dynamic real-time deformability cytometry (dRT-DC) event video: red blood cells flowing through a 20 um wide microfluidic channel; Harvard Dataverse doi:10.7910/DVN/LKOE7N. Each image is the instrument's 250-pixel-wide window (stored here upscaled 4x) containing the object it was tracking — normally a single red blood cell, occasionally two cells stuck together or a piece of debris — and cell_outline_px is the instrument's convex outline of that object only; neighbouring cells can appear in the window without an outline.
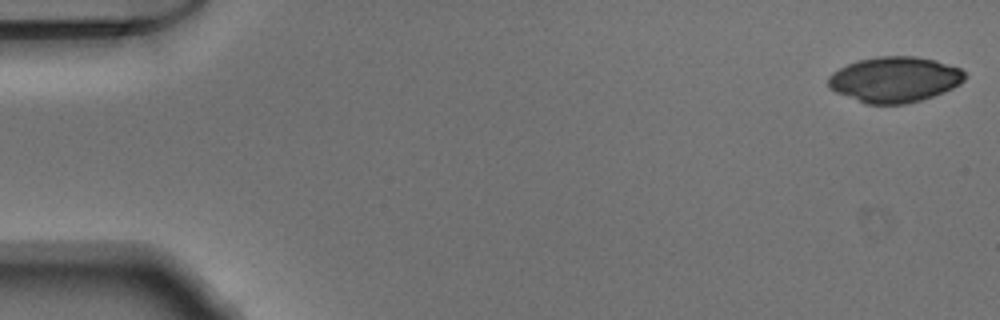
{"species": "Egyptian fruit bat (a non-hibernating species)", "species_latin": "Rousettus aegyptiacus", "temperature_condition": "warm", "stored_images_in_passage": 50, "camera_frame_rate_fps": 3000, "um_per_image_px": 0.085, "animal": {"sex": "male"}, "frame": {"image": 1, "passage_image": 1, "time_ms": 0.0, "image_size_px": [1000, 320], "cell_outline_px": [[964, 80], [960, 84], [944, 92], [920, 100], [904, 104], [868, 104], [836, 92], [828, 88], [828, 76], [832, 72], [856, 60], [880, 56], [916, 56], [936, 60], [960, 68], [964, 72]], "centroid_in_image_um": [76.03, 6.75], "position_along_channel_um": 9.0, "area_um2": 36.18}}
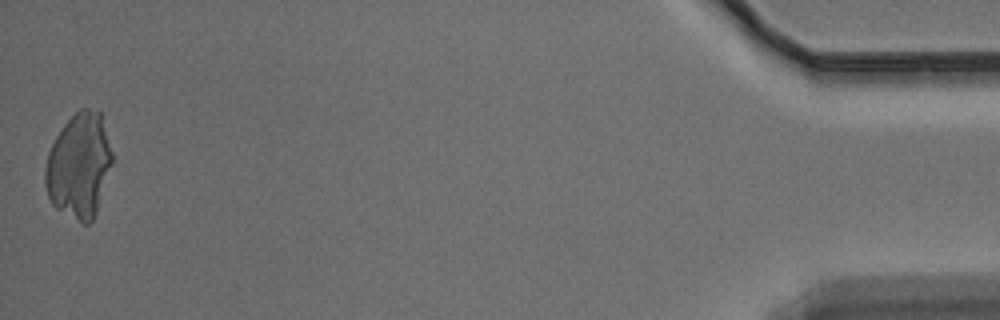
{"frame": {"image": 2, "passage_image": 50, "time_ms": 16.333, "image_size_px": [1000, 320], "cell_outline_px": [[116, 160], [96, 212], [92, 220], [88, 224], [84, 224], [56, 208], [52, 204], [48, 196], [44, 184], [44, 168], [48, 152], [56, 136], [64, 124], [80, 108], [88, 108], [100, 112]], "centroid_in_image_um": [6.75, 14.08], "position_along_channel_um": 428.4, "area_um2": 41.56}}